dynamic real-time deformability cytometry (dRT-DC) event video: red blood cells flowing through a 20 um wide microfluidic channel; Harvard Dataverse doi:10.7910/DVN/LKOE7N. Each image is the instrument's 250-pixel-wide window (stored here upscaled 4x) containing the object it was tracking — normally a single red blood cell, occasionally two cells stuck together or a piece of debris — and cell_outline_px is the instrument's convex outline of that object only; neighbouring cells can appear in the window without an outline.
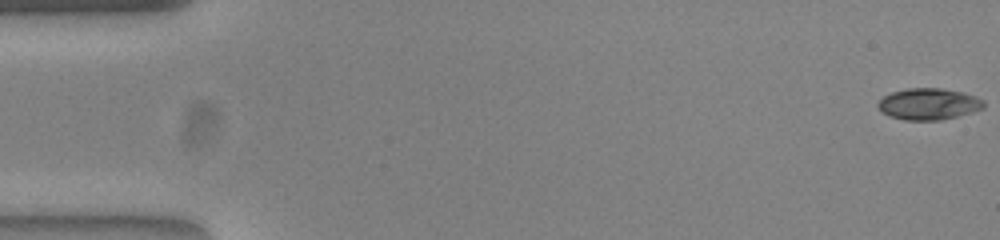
{"species": "common noctule bat (a hibernating species)", "species_latin": "Nyctalus noctula", "temperature_condition": "warm", "stored_images_in_passage": 53, "camera_frame_rate_fps": 3000, "um_per_image_px": 0.085, "animal": {"sex": "female", "body_mass_g": 23.0, "forearm_length_mm": 53.4}, "frame": {"image": 1, "passage_image": 1, "time_ms": 0.0, "image_size_px": [1000, 240], "cell_outline_px": [[984, 108], [972, 112], [940, 120], [904, 120], [888, 116], [876, 104], [884, 96], [892, 92], [908, 88], [940, 88], [960, 92], [976, 96], [984, 100]], "centroid_in_image_um": [78.94, 8.84], "position_along_channel_um": 6.1, "area_um2": 19.25}}
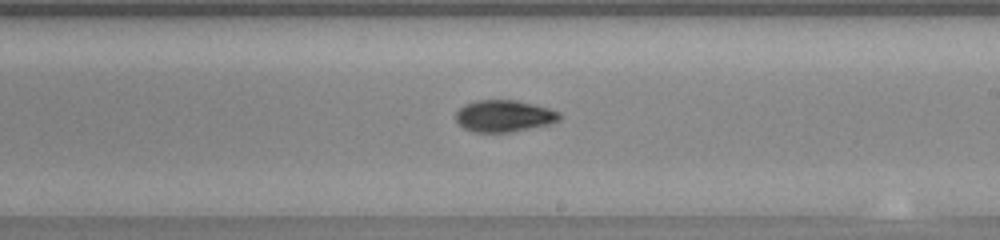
{"frame": {"image": 2, "passage_image": 31, "time_ms": 10.0, "image_size_px": [1000, 240], "cell_outline_px": [[560, 120], [548, 124], [508, 132], [476, 132], [464, 128], [456, 120], [456, 112], [464, 104], [476, 100], [516, 100], [548, 108], [560, 112]], "centroid_in_image_um": [42.82, 9.85], "position_along_channel_um": 246.2, "area_um2": 18.96}}
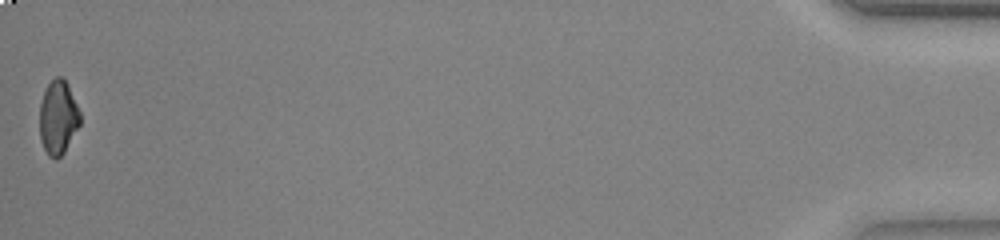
{"frame": {"image": 3, "passage_image": 53, "time_ms": 17.333, "image_size_px": [1000, 240], "cell_outline_px": [[80, 124], [64, 152], [56, 160], [48, 156], [40, 140], [40, 104], [44, 92], [48, 84], [56, 76], [64, 76], [68, 84], [80, 112]], "centroid_in_image_um": [4.94, 9.97], "position_along_channel_um": 430.3, "area_um2": 17.46}, "authors_computed_cell_mechanics": {"area_um2": 18.8428, "velocity_mm_per_s": 3.8959, "shape_relaxation_time_tau1_ms": 6.4037, "shape_relaxation_time_tau2_ms": 1.9809, "deformation_change_tau1": 0.19, "deformation_change_tau2": 0.0465}}